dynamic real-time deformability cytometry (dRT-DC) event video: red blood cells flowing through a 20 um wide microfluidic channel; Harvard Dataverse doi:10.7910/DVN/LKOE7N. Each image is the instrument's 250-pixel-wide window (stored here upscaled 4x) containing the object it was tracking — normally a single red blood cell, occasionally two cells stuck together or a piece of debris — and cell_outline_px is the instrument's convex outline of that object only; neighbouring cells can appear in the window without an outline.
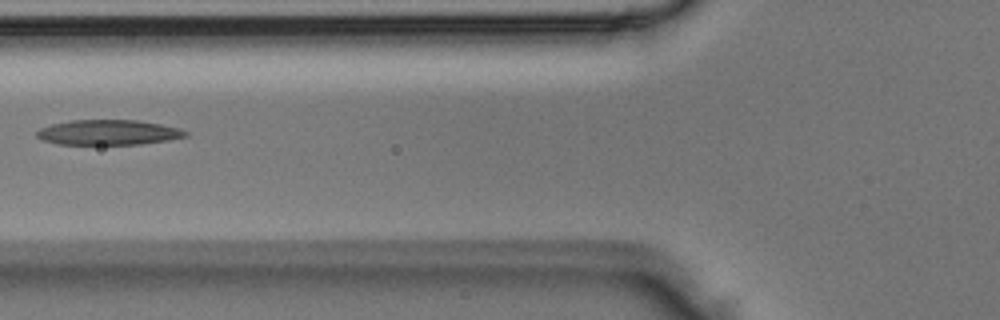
{"species": "Egyptian fruit bat (a non-hibernating species)", "species_latin": "Rousettus aegyptiacus", "temperature_condition": "room temperature", "stored_images_in_passage": 4, "camera_frame_rate_fps": 3000, "um_per_image_px": 0.085, "animal": {"sex": "male"}, "frame": {"image": 1, "passage_image": 4, "time_ms": 1.0, "image_size_px": [1000, 320], "cell_outline_px": [[188, 136], [168, 140], [140, 144], [56, 144], [40, 140], [36, 136], [36, 132], [40, 128], [52, 124], [72, 120], [140, 120], [180, 128], [188, 132]], "centroid_in_image_um": [9.2, 11.25], "position_along_channel_um": 116.6, "area_um2": 21.85}}